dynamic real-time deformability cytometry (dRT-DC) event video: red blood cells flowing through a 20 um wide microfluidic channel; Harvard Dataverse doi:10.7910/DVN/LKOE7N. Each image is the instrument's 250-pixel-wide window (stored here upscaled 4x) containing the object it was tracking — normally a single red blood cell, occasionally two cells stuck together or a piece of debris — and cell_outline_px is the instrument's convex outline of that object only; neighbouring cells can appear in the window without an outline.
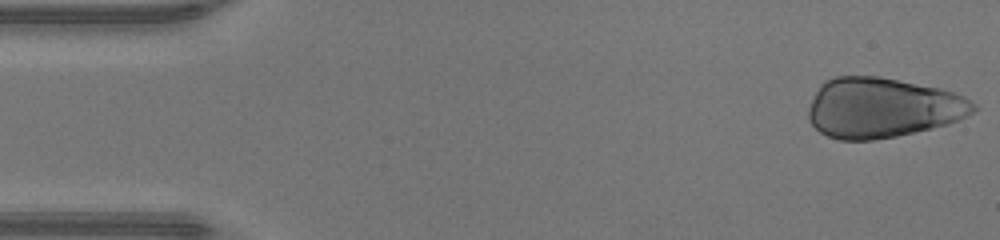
{"species": "human", "species_latin": "Homo sapiens", "temperature_condition": "warm", "stored_images_in_passage": 45, "camera_frame_rate_fps": 3000, "um_per_image_px": 0.085, "donor": {"sex": "male"}, "frame": {"image": 1, "passage_image": 1, "time_ms": 0.0, "image_size_px": [1000, 240], "cell_outline_px": [[980, 108], [956, 120], [932, 128], [896, 136], [872, 140], [840, 140], [828, 136], [820, 132], [808, 120], [808, 108], [820, 84], [824, 80], [836, 76], [876, 76], [940, 88], [964, 96], [976, 104]], "centroid_in_image_um": [74.97, 9.15], "position_along_channel_um": 10.0, "area_um2": 57.51}}
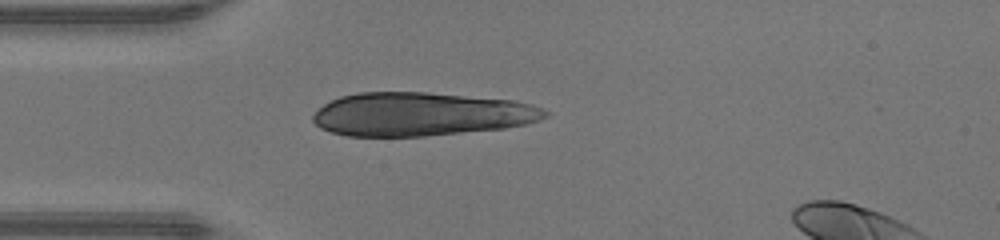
{"frame": {"image": 2, "passage_image": 12, "time_ms": 3.667, "image_size_px": [1000, 240], "cell_outline_px": [[548, 116], [540, 120], [524, 124], [504, 128], [424, 136], [348, 136], [332, 132], [320, 128], [312, 120], [312, 116], [324, 104], [340, 96], [360, 92], [424, 92], [512, 100], [528, 104], [540, 108], [548, 112]], "centroid_in_image_um": [35.75, 9.7], "position_along_channel_um": 49.3, "area_um2": 58.44}}